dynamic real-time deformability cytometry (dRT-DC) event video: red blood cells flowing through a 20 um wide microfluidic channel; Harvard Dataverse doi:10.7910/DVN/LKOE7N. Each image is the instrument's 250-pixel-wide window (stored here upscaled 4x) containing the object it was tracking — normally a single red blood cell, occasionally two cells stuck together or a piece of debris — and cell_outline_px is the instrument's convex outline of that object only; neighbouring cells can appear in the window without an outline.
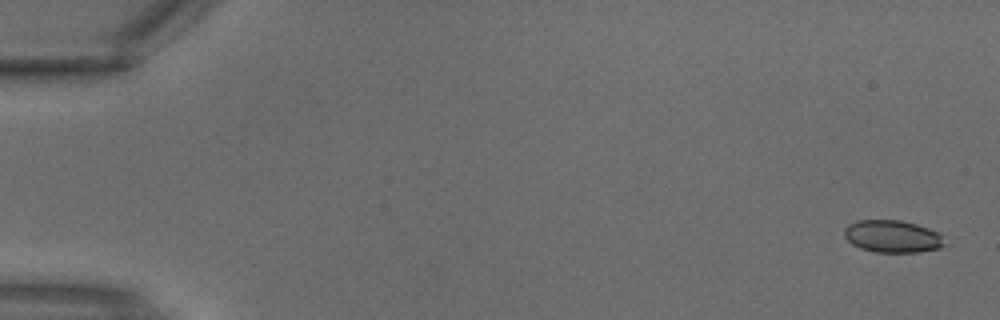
{"species": "common noctule bat (a hibernating species)", "species_latin": "Nyctalus noctula", "temperature_condition": "warm", "stored_images_in_passage": 4, "segment_of_instrument_passage": [1, 2], "camera_frame_rate_fps": 3000, "um_per_image_px": 0.085, "animal": {"sex": "male", "body_mass_g": 18.8}, "frame": {"image": 1, "passage_image": 1, "time_ms": 0.0, "image_size_px": [1000, 320], "cell_outline_px": [[948, 244], [940, 248], [920, 252], [876, 252], [860, 248], [852, 244], [844, 236], [844, 228], [848, 224], [856, 220], [900, 220], [916, 224], [928, 228], [936, 232]], "centroid_in_image_um": [75.85, 20.09], "position_along_channel_um": 9.2, "area_um2": 18.96}}
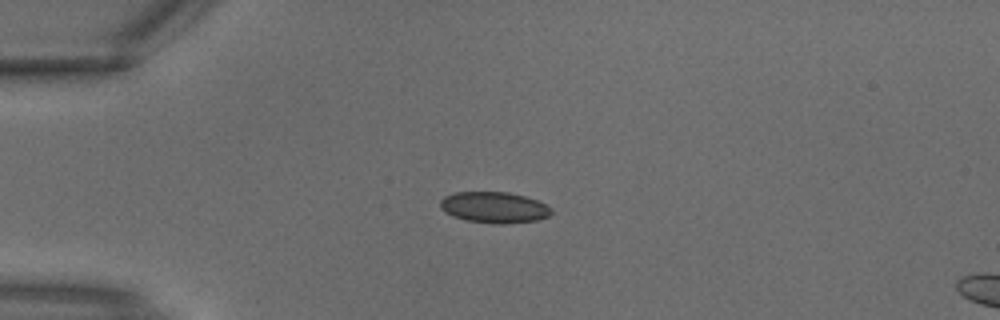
{"frame": {"image": 2, "passage_image": 3, "time_ms": 0.667, "image_size_px": [1000, 320], "cell_outline_px": [[552, 212], [548, 216], [540, 220], [504, 224], [496, 224], [464, 220], [452, 216], [444, 212], [440, 208], [440, 200], [444, 196], [456, 192], [508, 192], [524, 196], [536, 200], [552, 208]], "centroid_in_image_um": [41.98, 17.64], "position_along_channel_um": 43.0, "area_um2": 20.29}}